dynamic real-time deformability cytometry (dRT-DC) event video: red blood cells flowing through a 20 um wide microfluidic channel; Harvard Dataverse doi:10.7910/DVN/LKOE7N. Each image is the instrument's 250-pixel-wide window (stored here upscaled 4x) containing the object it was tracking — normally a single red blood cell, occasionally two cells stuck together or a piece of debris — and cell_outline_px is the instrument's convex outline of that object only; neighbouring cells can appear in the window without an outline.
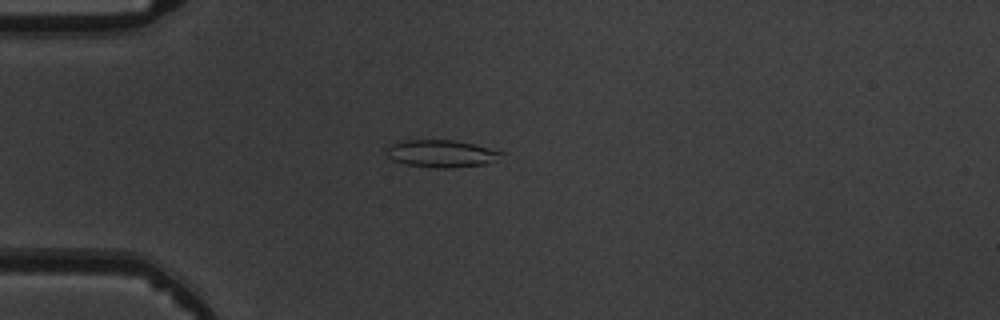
{"species": "common noctule bat (a hibernating species)", "species_latin": "Nyctalus noctula", "temperature_condition": "warm", "stored_images_in_passage": 2, "camera_frame_rate_fps": 3000, "um_per_image_px": 0.085, "animal": {"sex": "male", "body_mass_g": 19.5, "forearm_length_mm": 54.6}, "frame": {"image": 1, "passage_image": 1, "time_ms": 0.0, "image_size_px": [1000, 320], "cell_outline_px": [[504, 152], [484, 164], [452, 168], [436, 168], [404, 164], [392, 160], [388, 156], [384, 148], [388, 144], [404, 140], [452, 140], [472, 144]], "centroid_in_image_um": [37.37, 13.05], "position_along_channel_um": 47.6, "area_um2": 18.09}}